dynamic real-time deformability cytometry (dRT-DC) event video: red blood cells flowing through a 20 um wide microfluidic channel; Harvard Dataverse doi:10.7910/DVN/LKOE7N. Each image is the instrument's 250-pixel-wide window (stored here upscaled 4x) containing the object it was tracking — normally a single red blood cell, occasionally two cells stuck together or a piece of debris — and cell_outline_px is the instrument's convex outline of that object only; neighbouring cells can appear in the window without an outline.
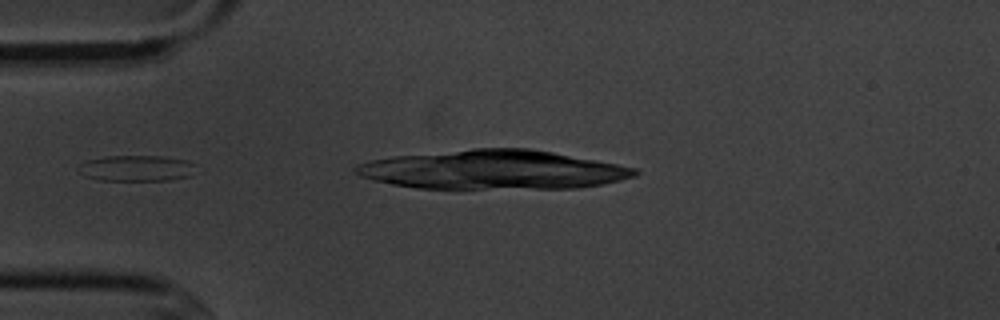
{"species": "common noctule bat (a hibernating species)", "species_latin": "Nyctalus noctula", "temperature_condition": "cold", "stored_images_in_passage": 2, "camera_frame_rate_fps": 3000, "um_per_image_px": 0.085, "animal": {"sex": "male", "body_mass_g": 20.1, "forearm_length_mm": 53.5}, "frame": {"image": 1, "passage_image": 2, "time_ms": 1.333, "image_size_px": [1000, 320], "cell_outline_px": [[192, 164], [188, 176], [172, 180], [100, 180], [84, 176], [80, 172], [80, 164], [88, 160], [104, 156], [160, 156], [188, 160]], "centroid_in_image_um": [11.54, 14.3], "position_along_channel_um": 73.5, "area_um2": 17.34}}